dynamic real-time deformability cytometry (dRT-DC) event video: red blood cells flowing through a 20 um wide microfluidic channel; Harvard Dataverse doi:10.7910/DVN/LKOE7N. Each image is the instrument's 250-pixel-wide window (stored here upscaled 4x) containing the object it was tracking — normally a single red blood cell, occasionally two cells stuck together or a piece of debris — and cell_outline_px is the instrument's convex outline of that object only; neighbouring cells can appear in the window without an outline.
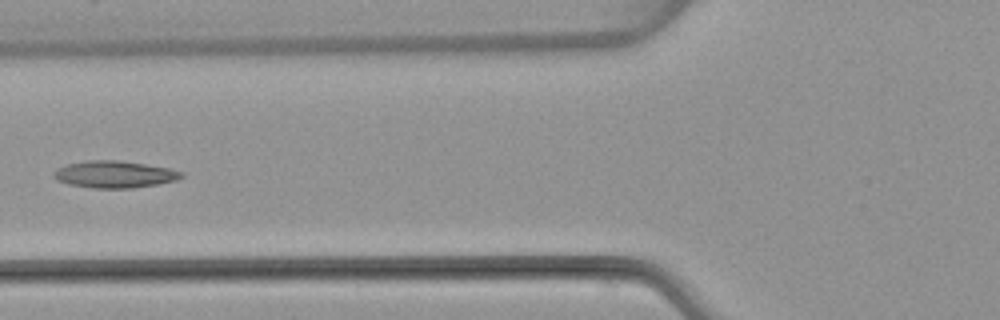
{"species": "common noctule bat (a hibernating species)", "species_latin": "Nyctalus noctula", "temperature_condition": "warm", "stored_images_in_passage": 7, "camera_frame_rate_fps": 3000, "um_per_image_px": 0.085, "animal": {"sex": "female", "body_mass_g": 22.7, "forearm_length_mm": 54.2}, "frame": {"image": 1, "passage_image": 6, "time_ms": 6.0, "image_size_px": [1000, 320], "cell_outline_px": [[184, 176], [176, 180], [156, 184], [132, 188], [92, 188], [68, 184], [56, 180], [52, 176], [52, 172], [56, 168], [68, 164], [84, 160], [120, 160], [172, 168], [184, 172]], "centroid_in_image_um": [9.71, 14.81], "position_along_channel_um": 116.1, "area_um2": 20.35}}
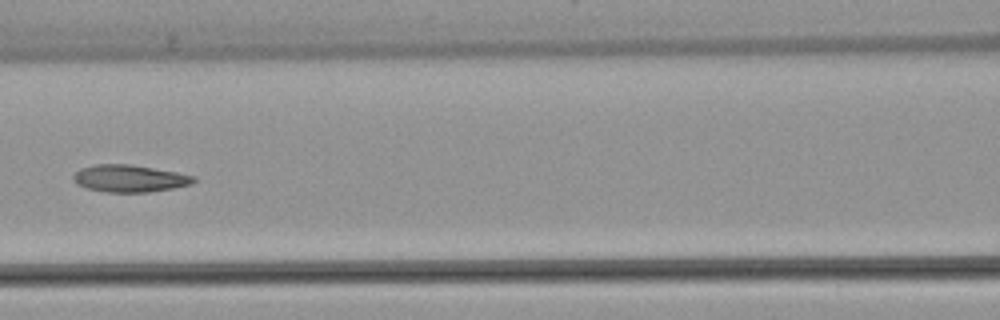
{"frame": {"image": 2, "passage_image": 7, "time_ms": 7.0, "image_size_px": [1000, 320], "cell_outline_px": [[196, 180], [192, 184], [172, 188], [148, 192], [108, 192], [88, 188], [76, 184], [72, 180], [72, 176], [80, 168], [96, 164], [132, 164], [176, 172], [196, 176]], "centroid_in_image_um": [11.0, 15.16], "position_along_channel_um": 155.6, "area_um2": 19.07}}